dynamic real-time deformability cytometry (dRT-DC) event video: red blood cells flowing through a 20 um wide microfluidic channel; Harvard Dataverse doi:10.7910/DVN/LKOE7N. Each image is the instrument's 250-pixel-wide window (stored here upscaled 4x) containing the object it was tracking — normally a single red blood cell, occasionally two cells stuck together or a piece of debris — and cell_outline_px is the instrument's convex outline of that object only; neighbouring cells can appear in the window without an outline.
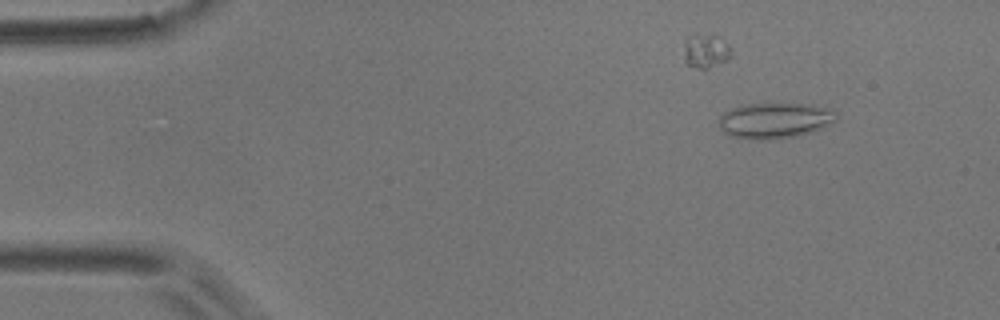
{"species": "common noctule bat (a hibernating species)", "species_latin": "Nyctalus noctula", "temperature_condition": "room temperature", "stored_images_in_passage": 4, "camera_frame_rate_fps": 3000, "um_per_image_px": 0.085, "animal": {"sex": "male", "body_mass_g": 17.9}, "frame": {"image": 1, "passage_image": 1, "time_ms": 0.0, "image_size_px": [1000, 320], "cell_outline_px": [[836, 120], [820, 128], [796, 136], [768, 140], [752, 140], [732, 136], [724, 132], [720, 128], [720, 116], [724, 112], [740, 104], [764, 100], [804, 104], [832, 108], [836, 112]], "centroid_in_image_um": [65.81, 10.18], "position_along_channel_um": 19.2, "area_um2": 25.2}}